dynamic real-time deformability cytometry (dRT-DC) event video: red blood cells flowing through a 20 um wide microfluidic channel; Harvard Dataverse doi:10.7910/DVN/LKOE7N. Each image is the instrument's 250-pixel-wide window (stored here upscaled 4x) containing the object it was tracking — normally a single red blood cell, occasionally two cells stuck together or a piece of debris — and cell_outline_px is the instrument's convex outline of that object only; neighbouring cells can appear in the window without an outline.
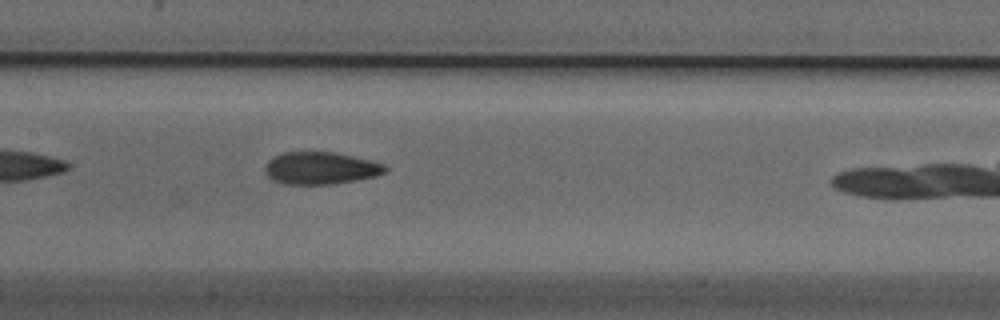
{"species": "Egyptian fruit bat (a non-hibernating species)", "species_latin": "Rousettus aegyptiacus", "temperature_condition": "cold", "stored_images_in_passage": 11, "camera_frame_rate_fps": 3000, "um_per_image_px": 0.085, "animal": {"sex": "male"}, "frame": {"image": 1, "passage_image": 10, "time_ms": 3.0, "image_size_px": [1000, 320], "cell_outline_px": [[388, 172], [376, 176], [356, 180], [332, 184], [284, 184], [272, 180], [264, 172], [264, 168], [268, 160], [272, 156], [284, 152], [336, 152], [384, 164], [388, 168]], "centroid_in_image_um": [27.23, 14.29], "position_along_channel_um": 180.2, "area_um2": 22.77}}